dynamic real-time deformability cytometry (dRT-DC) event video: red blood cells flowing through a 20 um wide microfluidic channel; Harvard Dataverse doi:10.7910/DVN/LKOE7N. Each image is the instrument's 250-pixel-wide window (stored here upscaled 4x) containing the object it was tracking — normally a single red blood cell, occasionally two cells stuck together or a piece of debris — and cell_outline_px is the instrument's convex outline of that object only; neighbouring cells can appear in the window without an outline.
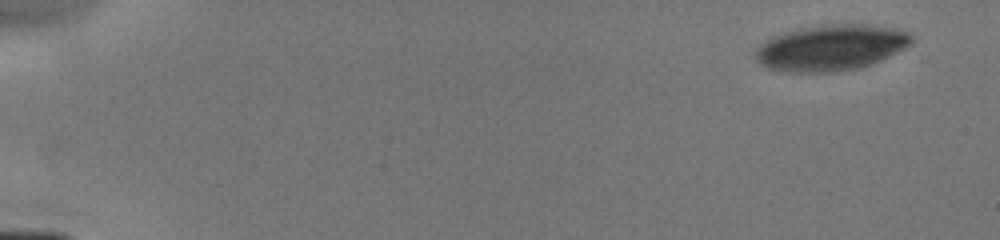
{"species": "human", "species_latin": "Homo sapiens", "temperature_condition": "cold", "stored_images_in_passage": 6, "camera_frame_rate_fps": 3000, "um_per_image_px": 0.085, "donor": {"sex": "male"}, "frame": {"image": 1, "passage_image": 1, "time_ms": 0.0, "image_size_px": [1000, 240], "cell_outline_px": [[912, 44], [872, 64], [856, 68], [828, 72], [784, 72], [768, 68], [760, 64], [756, 60], [756, 48], [760, 44], [772, 36], [784, 32], [800, 28], [828, 24], [864, 24], [896, 28], [908, 32], [912, 36]], "centroid_in_image_um": [70.61, 4.04], "position_along_channel_um": 14.4, "area_um2": 41.67}}
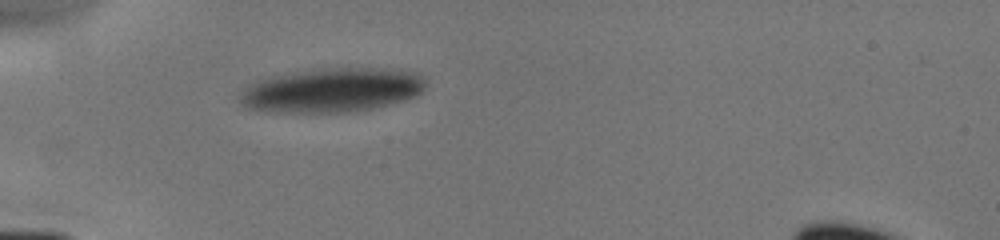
{"frame": {"image": 2, "passage_image": 6, "time_ms": 4.333, "image_size_px": [1000, 240], "cell_outline_px": [[428, 84], [424, 92], [416, 96], [404, 100], [372, 108], [352, 112], [264, 112], [248, 108], [240, 100], [240, 96], [244, 88], [256, 80], [272, 76], [292, 72], [324, 68], [384, 68], [420, 72], [424, 76]], "centroid_in_image_um": [28.28, 7.65], "position_along_channel_um": 56.7, "area_um2": 48.38}}